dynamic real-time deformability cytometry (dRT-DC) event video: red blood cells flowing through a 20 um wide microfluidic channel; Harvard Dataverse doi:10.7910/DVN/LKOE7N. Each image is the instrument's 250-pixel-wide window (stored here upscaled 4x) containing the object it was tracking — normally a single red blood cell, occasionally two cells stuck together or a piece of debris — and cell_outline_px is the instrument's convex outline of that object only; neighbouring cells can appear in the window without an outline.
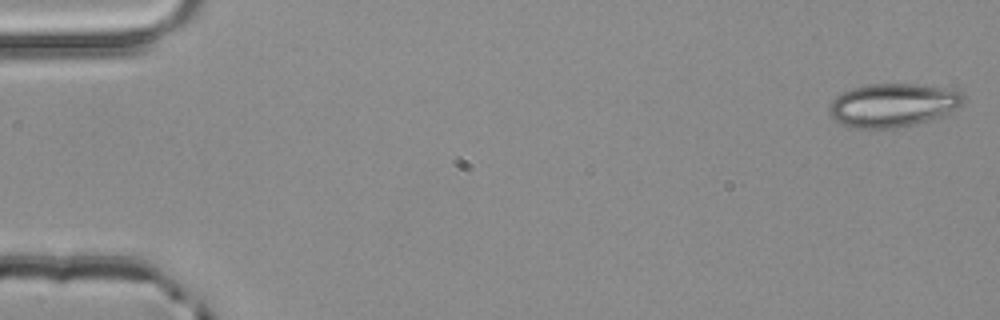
{"species": "common noctule bat (a hibernating species)", "species_latin": "Nyctalus noctula", "temperature_condition": "room temperature", "stored_images_in_passage": 4, "camera_frame_rate_fps": 3000, "um_per_image_px": 0.085, "animal": {"sex": "male", "body_mass_g": 20.4}, "frame": {"image": 1, "passage_image": 1, "time_ms": 0.0, "image_size_px": [1000, 320], "cell_outline_px": [[964, 100], [956, 108], [944, 116], [912, 124], [892, 128], [848, 128], [840, 124], [828, 112], [828, 104], [836, 96], [852, 88], [868, 84], [920, 84], [956, 88], [964, 96]], "centroid_in_image_um": [75.89, 8.92], "position_along_channel_um": 9.1, "area_um2": 34.28}}